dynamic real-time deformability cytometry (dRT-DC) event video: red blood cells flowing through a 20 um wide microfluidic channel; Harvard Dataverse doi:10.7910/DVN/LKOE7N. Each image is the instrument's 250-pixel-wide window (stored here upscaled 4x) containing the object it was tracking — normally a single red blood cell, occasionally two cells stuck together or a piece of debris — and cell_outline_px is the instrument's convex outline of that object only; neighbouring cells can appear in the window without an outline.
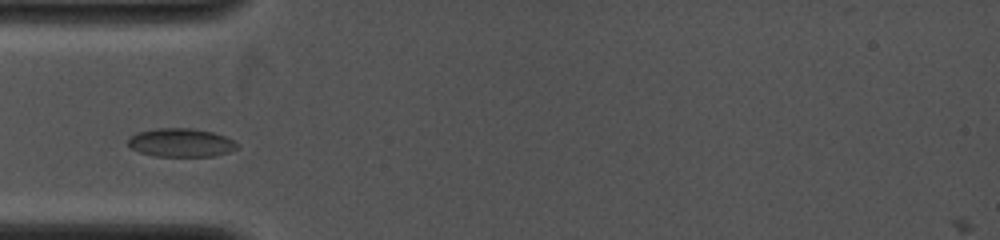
{"species": "common noctule bat (a hibernating species)", "species_latin": "Nyctalus noctula", "temperature_condition": "cold", "stored_images_in_passage": 23, "camera_frame_rate_fps": 4000, "um_per_image_px": 0.085, "animal": {"sex": "female", "body_mass_g": 19.0, "forearm_length_mm": 53.3}, "frame": {"image": 1, "passage_image": 4, "time_ms": 1.5, "image_size_px": [1000, 240], "cell_outline_px": [[240, 144], [236, 148], [228, 152], [212, 156], [156, 156], [140, 152], [132, 148], [128, 144], [128, 140], [136, 132], [156, 128], [192, 128], [212, 132], [224, 136]], "centroid_in_image_um": [15.38, 12.12], "position_along_channel_um": 69.6, "area_um2": 17.98}}
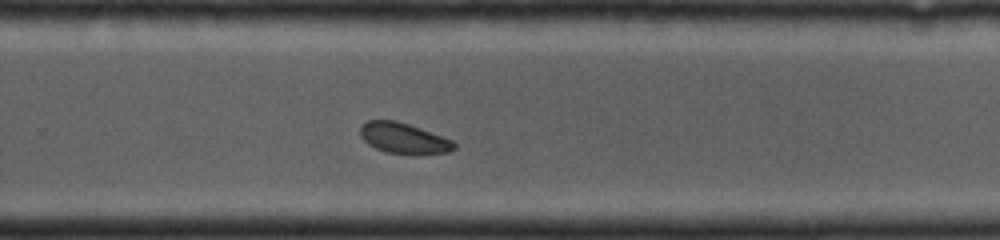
{"frame": {"image": 2, "passage_image": 15, "time_ms": 6.75, "image_size_px": [1000, 240], "cell_outline_px": [[456, 148], [448, 152], [416, 156], [388, 152], [376, 148], [368, 144], [360, 136], [360, 128], [368, 120], [396, 120], [420, 128], [452, 140], [456, 144]], "centroid_in_image_um": [34.34, 11.77], "position_along_channel_um": 295.5, "area_um2": 16.94}}
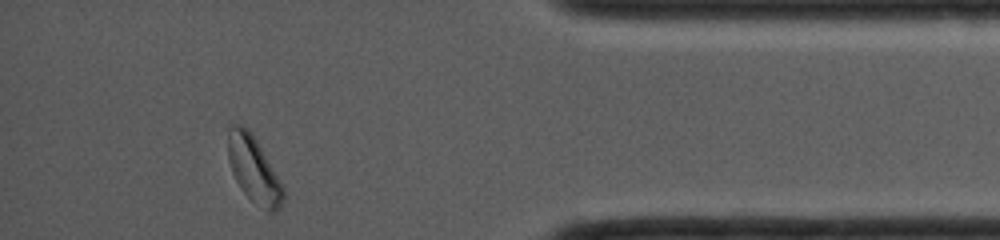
{"frame": {"image": 3, "passage_image": 23, "time_ms": 10.0, "image_size_px": [1000, 240], "cell_outline_px": [[284, 200], [280, 208], [272, 212], [268, 212], [252, 200], [240, 188], [232, 172], [228, 160], [228, 128], [232, 124], [240, 124], [248, 128], [252, 132], [284, 188]], "centroid_in_image_um": [21.55, 14.38], "position_along_channel_um": 413.6, "area_um2": 21.15}}